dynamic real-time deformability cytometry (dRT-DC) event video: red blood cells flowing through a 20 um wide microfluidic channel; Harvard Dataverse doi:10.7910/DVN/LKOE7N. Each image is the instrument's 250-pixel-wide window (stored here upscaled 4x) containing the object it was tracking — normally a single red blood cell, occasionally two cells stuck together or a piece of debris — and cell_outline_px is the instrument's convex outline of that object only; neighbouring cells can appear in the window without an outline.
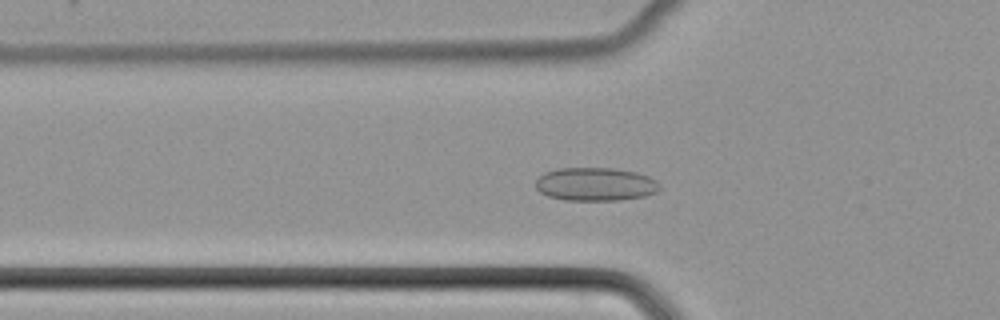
{"species": "common noctule bat (a hibernating species)", "species_latin": "Nyctalus noctula", "temperature_condition": "cold", "stored_images_in_passage": 51, "camera_frame_rate_fps": 3000, "um_per_image_px": 0.085, "animal": {"sex": "female", "body_mass_g": 22.7, "forearm_length_mm": 54.2}, "frame": {"image": 1, "passage_image": 18, "time_ms": 5.667, "image_size_px": [1000, 320], "cell_outline_px": [[660, 188], [656, 192], [644, 196], [620, 200], [564, 200], [548, 196], [540, 192], [536, 188], [536, 180], [544, 172], [556, 168], [612, 168], [636, 172], [648, 176], [656, 180], [660, 184]], "centroid_in_image_um": [50.6, 15.65], "position_along_channel_um": 75.2, "area_um2": 24.16}}
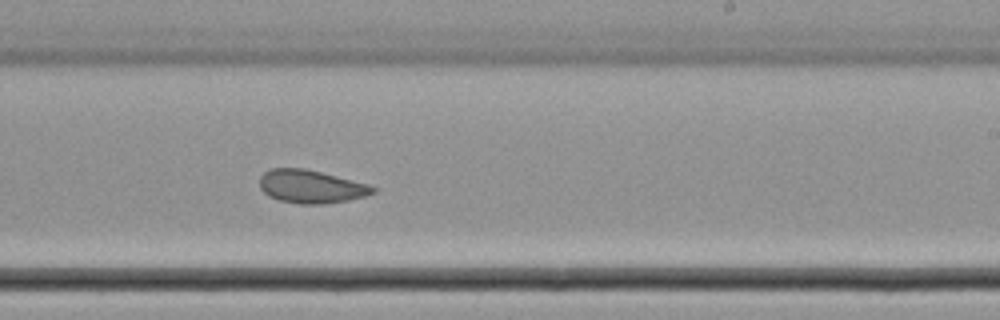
{"frame": {"image": 2, "passage_image": 32, "time_ms": 10.333, "image_size_px": [1000, 320], "cell_outline_px": [[376, 192], [364, 196], [348, 200], [324, 204], [300, 204], [280, 200], [268, 196], [260, 188], [260, 176], [268, 168], [304, 168], [368, 184], [376, 188]], "centroid_in_image_um": [26.41, 15.86], "position_along_channel_um": 262.6, "area_um2": 21.79}}
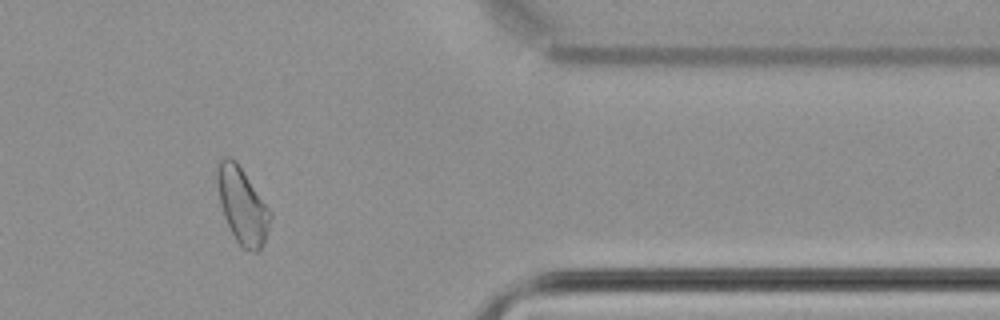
{"frame": {"image": 3, "passage_image": 43, "time_ms": 14.0, "image_size_px": [1000, 320], "cell_outline_px": [[272, 216], [264, 244], [260, 252], [256, 252], [244, 248], [236, 240], [224, 216], [220, 204], [216, 180], [216, 164], [224, 156], [228, 156], [236, 160], [272, 212]], "centroid_in_image_um": [20.59, 17.45], "position_along_channel_um": 390.8, "area_um2": 23.64}}